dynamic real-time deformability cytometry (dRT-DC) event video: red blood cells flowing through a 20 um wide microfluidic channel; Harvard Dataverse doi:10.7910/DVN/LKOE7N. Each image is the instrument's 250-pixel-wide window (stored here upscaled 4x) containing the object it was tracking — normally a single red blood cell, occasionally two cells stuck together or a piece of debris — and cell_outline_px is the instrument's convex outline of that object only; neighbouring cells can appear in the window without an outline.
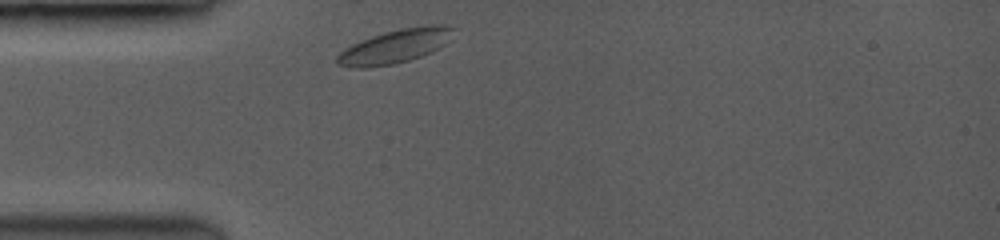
{"species": "common noctule bat (a hibernating species)", "species_latin": "Nyctalus noctula", "temperature_condition": "room temperature", "stored_images_in_passage": 11, "camera_frame_rate_fps": 3500, "um_per_image_px": 0.085, "animal": {"sex": "female", "body_mass_g": 19.0, "forearm_length_mm": 53.3}, "frame": {"image": 1, "passage_image": 1, "time_ms": 0.0, "image_size_px": [1000, 240], "cell_outline_px": [[456, 28], [444, 44], [440, 48], [432, 52], [408, 60], [392, 64], [364, 68], [356, 68], [336, 64], [336, 56], [344, 48], [360, 40], [384, 32], [400, 28], [428, 24], [444, 24]], "centroid_in_image_um": [33.58, 3.92], "position_along_channel_um": 51.4, "area_um2": 22.95}}
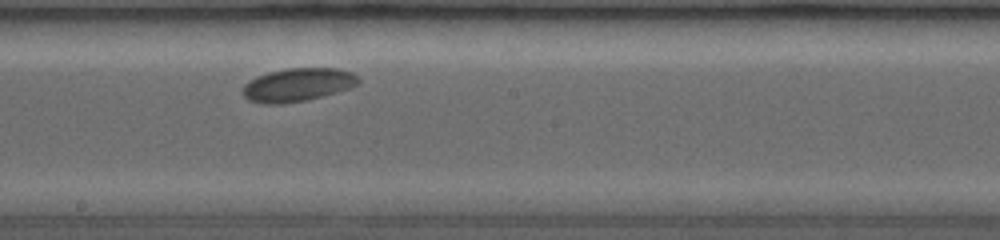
{"frame": {"image": 2, "passage_image": 7, "time_ms": 4.857, "image_size_px": [1000, 240], "cell_outline_px": [[360, 80], [356, 84], [348, 88], [320, 96], [304, 100], [248, 100], [244, 96], [244, 84], [248, 80], [256, 76], [268, 72], [284, 68], [336, 68], [352, 72]], "centroid_in_image_um": [25.34, 7.12], "position_along_channel_um": 222.9, "area_um2": 21.15}}
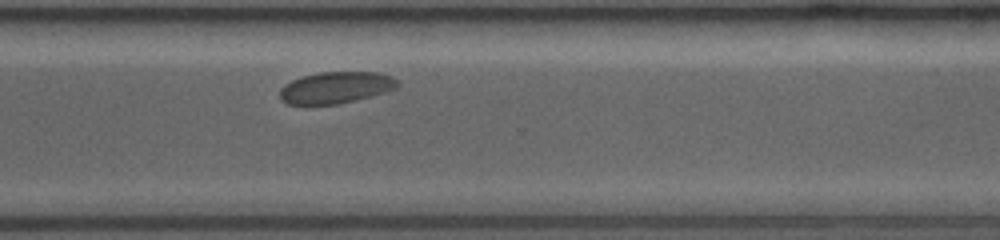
{"frame": {"image": 3, "passage_image": 11, "time_ms": 8.0, "image_size_px": [1000, 240], "cell_outline_px": [[396, 88], [368, 96], [336, 104], [304, 108], [288, 104], [280, 100], [280, 88], [292, 80], [304, 76], [320, 72], [376, 72], [392, 76], [396, 80]], "centroid_in_image_um": [28.42, 7.48], "position_along_channel_um": 342.2, "area_um2": 21.85}}